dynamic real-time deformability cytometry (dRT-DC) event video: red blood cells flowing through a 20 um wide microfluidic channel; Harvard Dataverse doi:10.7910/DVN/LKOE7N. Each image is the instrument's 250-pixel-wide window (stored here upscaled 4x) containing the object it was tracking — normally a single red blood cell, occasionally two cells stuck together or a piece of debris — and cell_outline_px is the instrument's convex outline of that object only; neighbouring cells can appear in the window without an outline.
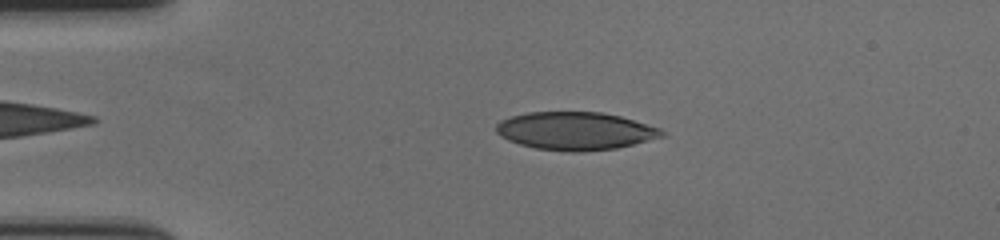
{"species": "human", "species_latin": "Homo sapiens", "temperature_condition": "cold", "stored_images_in_passage": 54, "camera_frame_rate_fps": 3000, "um_per_image_px": 0.085, "donor": {"sex": "female"}, "frame": {"image": 1, "passage_image": 9, "time_ms": 2.667, "image_size_px": [1000, 240], "cell_outline_px": [[668, 136], [616, 148], [580, 152], [568, 152], [536, 148], [520, 144], [508, 140], [500, 136], [496, 132], [496, 124], [500, 120], [512, 116], [528, 112], [600, 112], [620, 116], [660, 128]], "centroid_in_image_um": [48.91, 11.13], "position_along_channel_um": 36.1, "area_um2": 36.7}}
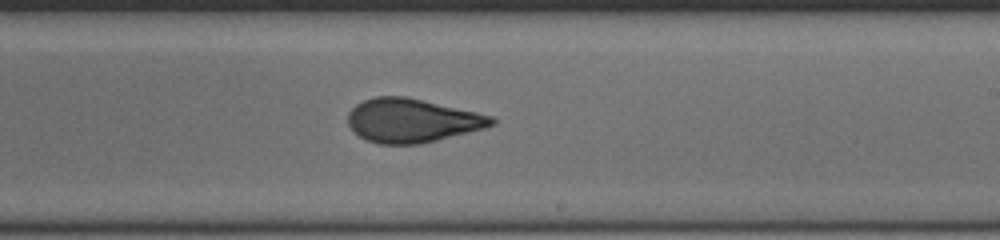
{"frame": {"image": 2, "passage_image": 31, "time_ms": 10.0, "image_size_px": [1000, 240], "cell_outline_px": [[496, 124], [484, 128], [420, 144], [380, 144], [364, 140], [352, 132], [348, 124], [348, 112], [356, 104], [364, 100], [376, 96], [404, 96], [476, 112], [492, 116], [496, 120]], "centroid_in_image_um": [34.97, 10.25], "position_along_channel_um": 254.0, "area_um2": 36.59}}
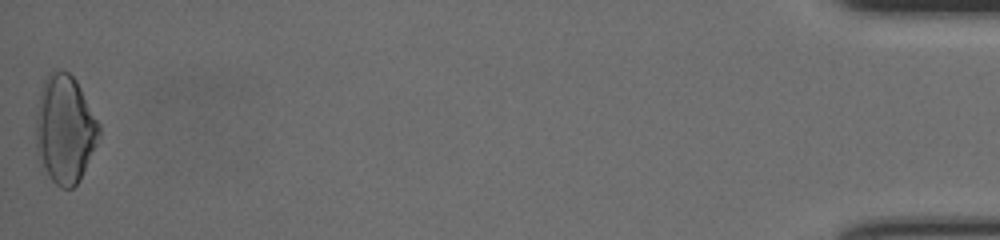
{"frame": {"image": 3, "passage_image": 54, "time_ms": 17.667, "image_size_px": [1000, 240], "cell_outline_px": [[100, 136], [80, 180], [72, 188], [60, 188], [48, 176], [40, 164], [36, 152], [36, 112], [40, 92], [44, 80], [48, 72], [52, 68], [56, 68], [68, 72], [76, 80], [100, 124]], "centroid_in_image_um": [5.5, 10.97], "position_along_channel_um": 429.7, "area_um2": 40.17}, "authors_computed_cell_mechanics": {"area_um2": 36.6452, "velocity_mm_per_s": 3.5485, "shape_relaxation_time_tau1_ms": null, "shape_relaxation_time_tau2_ms": 1.4334, "deformation_change_tau1": null, "deformation_change_tau2": 0.0779}}